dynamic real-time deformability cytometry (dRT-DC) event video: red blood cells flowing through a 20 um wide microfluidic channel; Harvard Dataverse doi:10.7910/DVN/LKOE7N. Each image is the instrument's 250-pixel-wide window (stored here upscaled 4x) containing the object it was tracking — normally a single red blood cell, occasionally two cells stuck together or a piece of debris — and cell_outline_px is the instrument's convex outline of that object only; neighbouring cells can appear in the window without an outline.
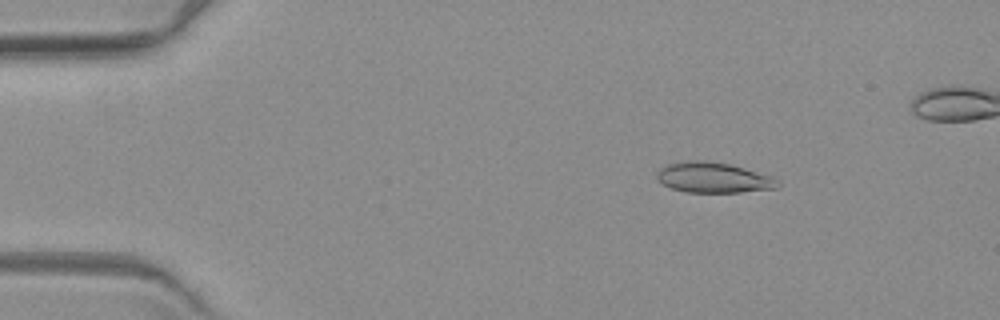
{"species": "common noctule bat (a hibernating species)", "species_latin": "Nyctalus noctula", "temperature_condition": "warm", "stored_images_in_passage": 5, "camera_frame_rate_fps": 3000, "um_per_image_px": 0.085, "animal": {"sex": "female", "body_mass_g": 19.3, "forearm_length_mm": 54.1}, "frame": {"image": 1, "passage_image": 2, "time_ms": 1.333, "image_size_px": [1000, 320], "cell_outline_px": [[780, 184], [776, 188], [740, 192], [688, 192], [672, 188], [664, 184], [656, 176], [656, 172], [660, 168], [668, 164], [688, 160], [704, 160], [728, 164], [744, 168], [772, 176]], "centroid_in_image_um": [60.63, 15.09], "position_along_channel_um": 24.4, "area_um2": 21.15}}